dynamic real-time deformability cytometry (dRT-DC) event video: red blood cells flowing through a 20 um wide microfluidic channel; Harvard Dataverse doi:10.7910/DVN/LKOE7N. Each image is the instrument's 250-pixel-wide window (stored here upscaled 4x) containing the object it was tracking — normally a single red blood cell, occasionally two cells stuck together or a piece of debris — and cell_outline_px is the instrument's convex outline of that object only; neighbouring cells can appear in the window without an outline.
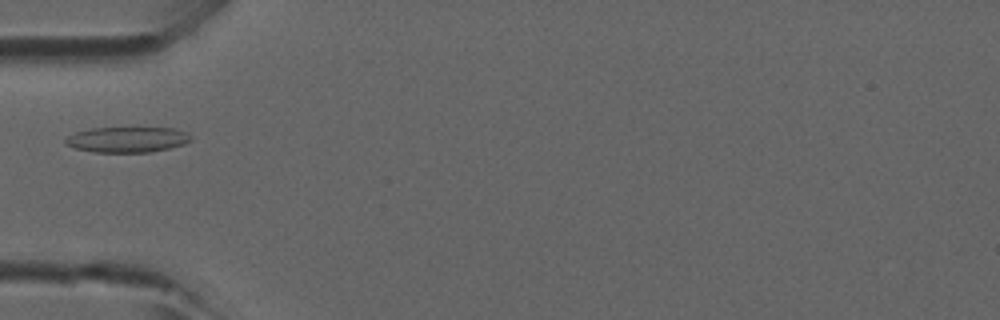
{"species": "common noctule bat (a hibernating species)", "species_latin": "Nyctalus noctula", "temperature_condition": "room temperature", "stored_images_in_passage": 1, "camera_frame_rate_fps": 3000, "um_per_image_px": 0.085, "animal": {"sex": "male", "forearm_length_mm": 52.5}, "frame": {"image": 1, "passage_image": 1, "time_ms": 0.0, "image_size_px": [1000, 320], "cell_outline_px": [[192, 140], [184, 144], [168, 148], [148, 152], [92, 152], [76, 148], [64, 144], [64, 140], [68, 136], [76, 132], [92, 128], [176, 128], [192, 136]], "centroid_in_image_um": [10.81, 11.86], "position_along_channel_um": 74.2, "area_um2": 18.55}}